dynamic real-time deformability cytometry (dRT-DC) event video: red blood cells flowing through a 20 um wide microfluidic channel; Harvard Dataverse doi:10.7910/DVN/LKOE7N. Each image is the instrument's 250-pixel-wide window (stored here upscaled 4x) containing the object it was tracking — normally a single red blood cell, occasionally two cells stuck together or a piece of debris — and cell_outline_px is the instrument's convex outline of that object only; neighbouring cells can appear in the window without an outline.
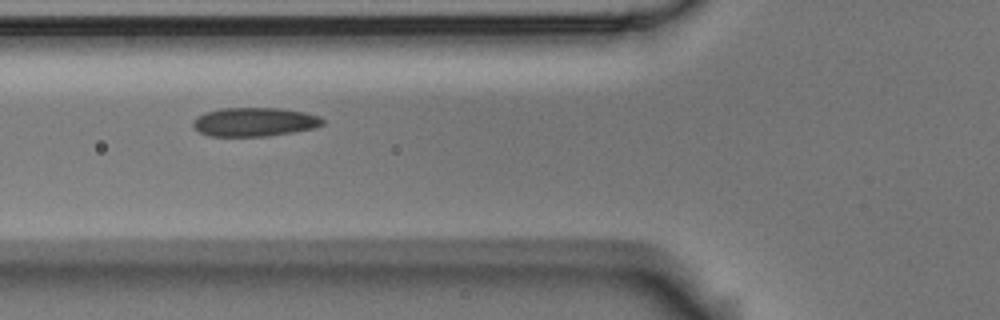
{"species": "Egyptian fruit bat (a non-hibernating species)", "species_latin": "Rousettus aegyptiacus", "temperature_condition": "room temperature", "stored_images_in_passage": 4, "camera_frame_rate_fps": 3000, "um_per_image_px": 0.085, "animal": {"sex": "male"}, "frame": {"image": 1, "passage_image": 3, "time_ms": 0.667, "image_size_px": [1000, 320], "cell_outline_px": [[324, 124], [312, 128], [292, 132], [268, 136], [208, 136], [200, 132], [192, 124], [196, 116], [220, 108], [280, 108], [304, 112], [320, 116], [324, 120]], "centroid_in_image_um": [21.64, 10.36], "position_along_channel_um": 104.2, "area_um2": 21.68}}
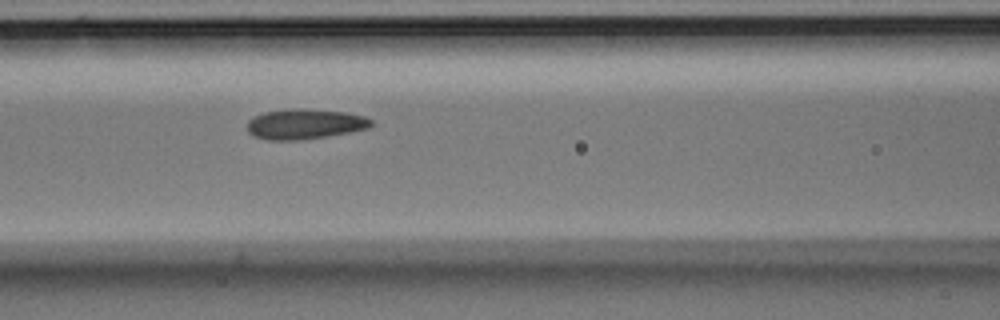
{"frame": {"image": 2, "passage_image": 4, "time_ms": 1.0, "image_size_px": [1000, 320], "cell_outline_px": [[372, 124], [368, 128], [348, 132], [300, 140], [268, 140], [252, 136], [248, 132], [248, 120], [252, 116], [264, 112], [292, 108], [300, 108], [348, 112], [364, 116], [372, 120]], "centroid_in_image_um": [25.87, 10.53], "position_along_channel_um": 140.7, "area_um2": 21.85}}